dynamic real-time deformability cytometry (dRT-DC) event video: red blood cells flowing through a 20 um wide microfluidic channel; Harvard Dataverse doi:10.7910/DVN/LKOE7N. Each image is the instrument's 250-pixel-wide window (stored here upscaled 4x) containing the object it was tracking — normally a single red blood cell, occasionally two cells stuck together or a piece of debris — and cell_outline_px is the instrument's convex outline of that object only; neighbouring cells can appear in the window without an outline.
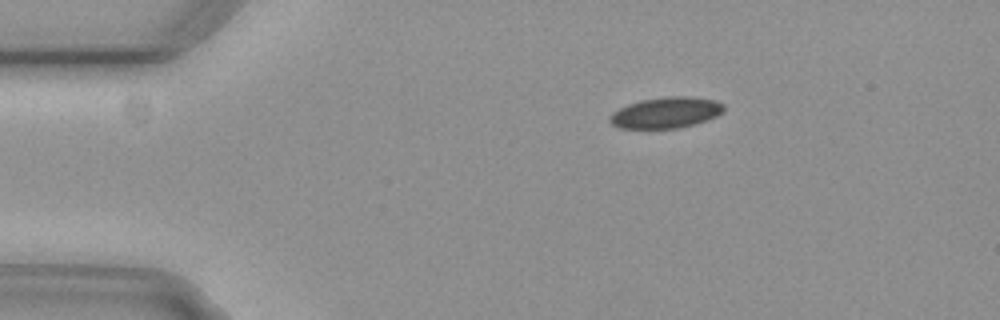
{"species": "common noctule bat (a hibernating species)", "species_latin": "Nyctalus noctula", "temperature_condition": "cold", "stored_images_in_passage": 3, "camera_frame_rate_fps": 3000, "um_per_image_px": 0.085, "animal": {"sex": "female", "body_mass_g": 29.2, "forearm_length_mm": 56.3}, "frame": {"image": 1, "passage_image": 1, "time_ms": 0.0, "image_size_px": [1000, 320], "cell_outline_px": [[724, 112], [708, 120], [676, 128], [620, 128], [612, 124], [608, 120], [608, 116], [612, 112], [628, 104], [640, 100], [668, 96], [692, 96], [716, 100], [724, 104]], "centroid_in_image_um": [56.61, 9.56], "position_along_channel_um": 28.4, "area_um2": 20.69}}
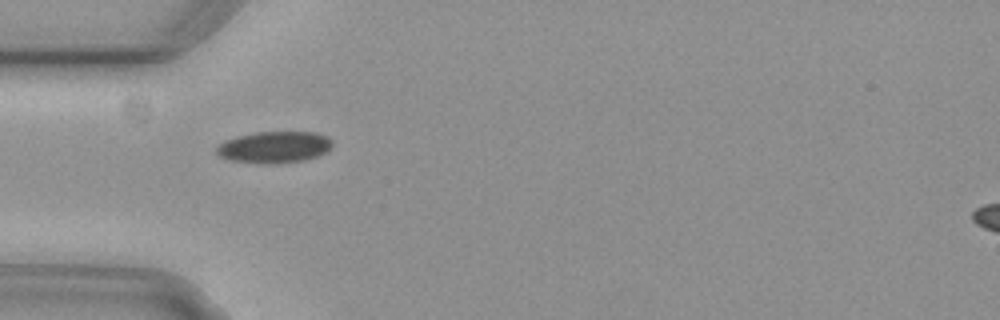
{"frame": {"image": 2, "passage_image": 3, "time_ms": 0.667, "image_size_px": [1000, 320], "cell_outline_px": [[332, 144], [324, 152], [316, 156], [304, 160], [276, 164], [260, 164], [228, 160], [220, 156], [216, 152], [216, 148], [224, 140], [236, 136], [256, 132], [316, 132], [328, 136], [332, 140]], "centroid_in_image_um": [23.28, 12.51], "position_along_channel_um": 61.7, "area_um2": 21.44}}